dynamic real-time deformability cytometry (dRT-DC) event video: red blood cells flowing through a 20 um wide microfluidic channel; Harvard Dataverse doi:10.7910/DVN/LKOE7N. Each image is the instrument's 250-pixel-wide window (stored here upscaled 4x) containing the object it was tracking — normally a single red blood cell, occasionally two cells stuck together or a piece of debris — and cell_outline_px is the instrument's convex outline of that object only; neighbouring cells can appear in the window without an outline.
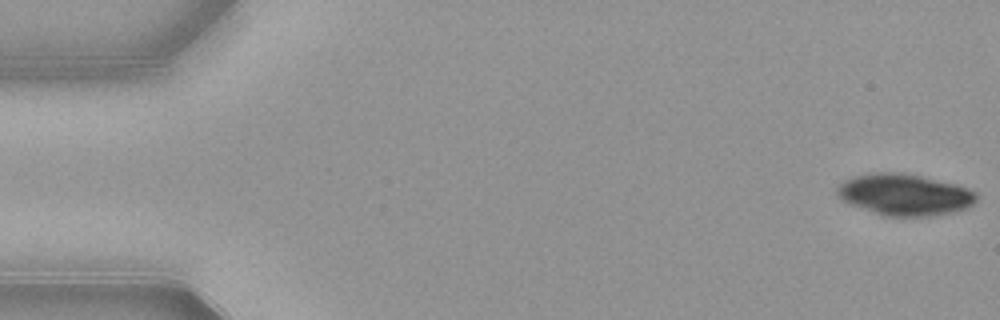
{"species": "common noctule bat (a hibernating species)", "species_latin": "Nyctalus noctula", "temperature_condition": "warm", "stored_images_in_passage": 47, "camera_frame_rate_fps": 3000, "um_per_image_px": 0.085, "animal": {"sex": "female", "body_mass_g": 21.9}, "frame": {"image": 1, "passage_image": 1, "time_ms": 0.0, "image_size_px": [1000, 320], "cell_outline_px": [[976, 200], [972, 204], [956, 212], [936, 216], [880, 216], [848, 204], [840, 200], [836, 196], [836, 188], [844, 180], [868, 172], [904, 172], [956, 184], [968, 188], [976, 192]], "centroid_in_image_um": [76.83, 16.55], "position_along_channel_um": 8.2, "area_um2": 34.28}}